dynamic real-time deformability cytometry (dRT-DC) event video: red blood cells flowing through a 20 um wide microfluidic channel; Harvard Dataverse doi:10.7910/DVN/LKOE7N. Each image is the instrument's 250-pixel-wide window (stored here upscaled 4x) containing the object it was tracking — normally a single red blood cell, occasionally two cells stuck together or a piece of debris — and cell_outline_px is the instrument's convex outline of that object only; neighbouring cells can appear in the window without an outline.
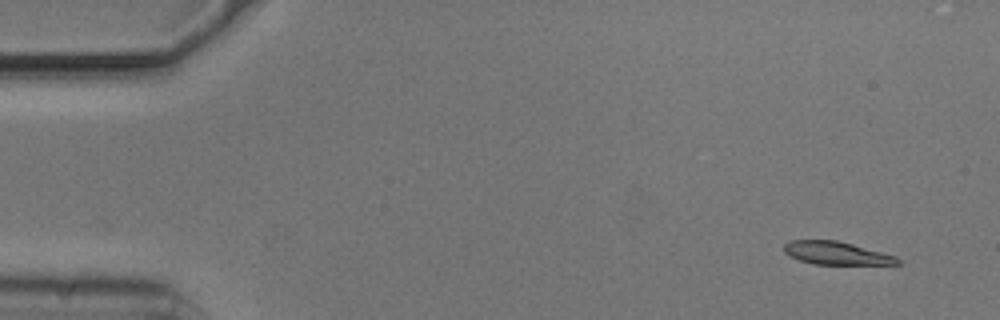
{"species": "common noctule bat (a hibernating species)", "species_latin": "Nyctalus noctula", "temperature_condition": "cold", "stored_images_in_passage": 44, "camera_frame_rate_fps": 3000, "um_per_image_px": 0.085, "animal": {"sex": "male", "body_mass_g": 20.5, "forearm_length_mm": 52.5}, "frame": {"image": 1, "passage_image": 1, "time_ms": 0.0, "image_size_px": [1000, 320], "cell_outline_px": [[900, 264], [812, 264], [800, 260], [784, 252], [784, 244], [792, 240], [836, 240], [852, 244], [896, 256], [900, 260]], "centroid_in_image_um": [71.08, 21.51], "position_along_channel_um": 13.9, "area_um2": 14.97}}
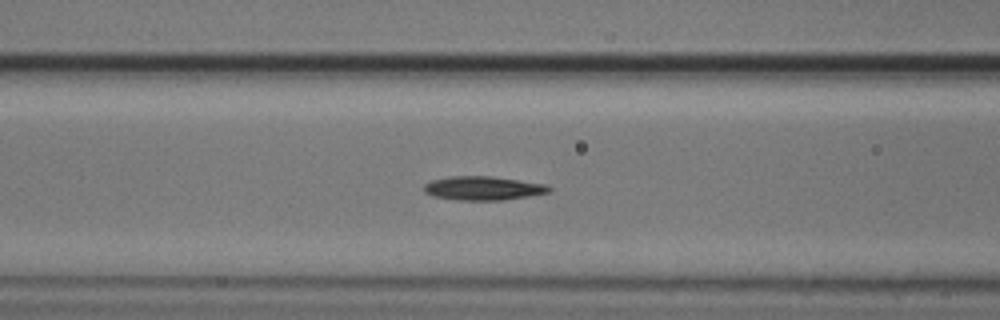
{"frame": {"image": 2, "passage_image": 19, "time_ms": 6.0, "image_size_px": [1000, 320], "cell_outline_px": [[552, 188], [548, 192], [528, 196], [500, 200], [456, 200], [432, 196], [424, 192], [424, 184], [432, 180], [448, 176], [492, 176], [544, 184]], "centroid_in_image_um": [41.0, 15.99], "position_along_channel_um": 125.6, "area_um2": 17.28}}
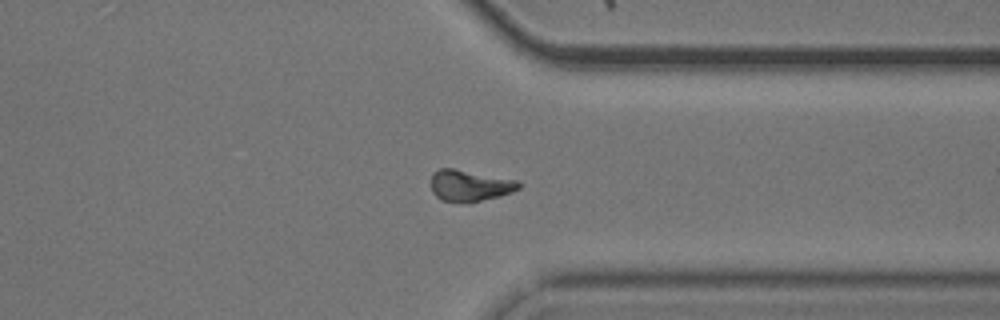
{"frame": {"image": 3, "passage_image": 39, "time_ms": 12.667, "image_size_px": [1000, 320], "cell_outline_px": [[520, 188], [512, 192], [500, 196], [480, 200], [440, 200], [432, 192], [432, 172], [440, 168], [452, 168], [520, 180]], "centroid_in_image_um": [39.96, 15.73], "position_along_channel_um": 371.4, "area_um2": 15.66}, "authors_computed_cell_mechanics": {"area_um2": 16.4441, "velocity_mm_per_s": 3.7216, "shape_relaxation_time_tau1_ms": 2.8982, "shape_relaxation_time_tau2_ms": null, "deformation_change_tau1": 0.1245, "deformation_change_tau2": null}}